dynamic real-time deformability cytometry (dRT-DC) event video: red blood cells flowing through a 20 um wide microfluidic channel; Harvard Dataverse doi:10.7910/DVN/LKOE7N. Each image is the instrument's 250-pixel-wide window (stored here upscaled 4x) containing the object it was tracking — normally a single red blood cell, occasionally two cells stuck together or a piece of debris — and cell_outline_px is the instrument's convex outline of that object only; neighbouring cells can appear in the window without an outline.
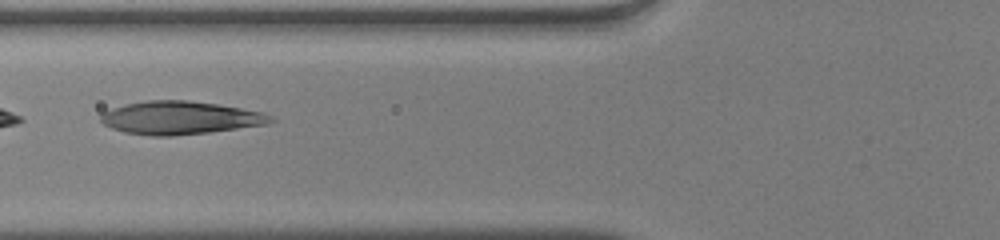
{"species": "human", "species_latin": "Homo sapiens", "temperature_condition": "warm", "stored_images_in_passage": 36, "camera_frame_rate_fps": 3000, "um_per_image_px": 0.085, "donor": {"sex": "male"}, "frame": {"image": 1, "passage_image": 7, "time_ms": 2.0, "image_size_px": [1000, 240], "cell_outline_px": [[276, 120], [268, 124], [208, 132], [172, 136], [152, 136], [124, 132], [112, 128], [104, 124], [100, 120], [100, 116], [104, 112], [112, 108], [124, 104], [148, 100], [188, 100], [216, 104], [264, 112], [272, 116]], "centroid_in_image_um": [15.31, 10.01], "position_along_channel_um": 110.5, "area_um2": 32.71}}
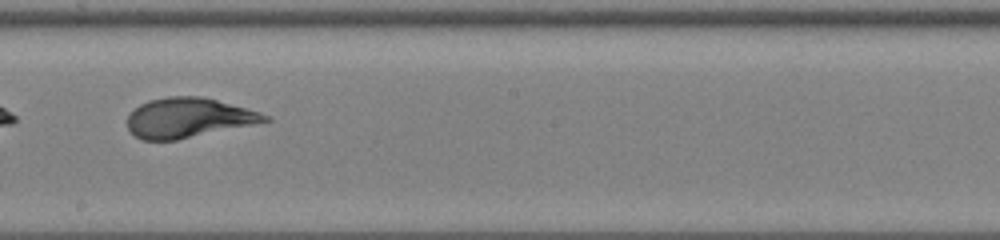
{"frame": {"image": 2, "passage_image": 16, "time_ms": 5.0, "image_size_px": [1000, 240], "cell_outline_px": [[272, 120], [176, 140], [140, 140], [128, 128], [128, 116], [140, 104], [148, 100], [168, 96], [200, 96], [216, 100], [260, 112], [268, 116]], "centroid_in_image_um": [15.98, 10.01], "position_along_channel_um": 232.2, "area_um2": 31.39}}
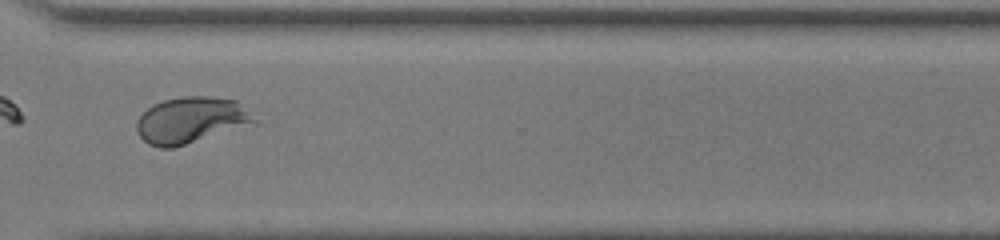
{"frame": {"image": 3, "passage_image": 25, "time_ms": 8.0, "image_size_px": [1000, 240], "cell_outline_px": [[268, 112], [264, 124], [172, 148], [160, 148], [148, 144], [140, 136], [136, 128], [136, 120], [148, 108], [164, 100], [180, 96], [208, 96], [236, 100]], "centroid_in_image_um": [16.61, 10.2], "position_along_channel_um": 354.0, "area_um2": 34.22}, "authors_computed_cell_mechanics": {"area_um2": 32.5992, "velocity_mm_per_s": 4.0538, "shape_relaxation_time_tau1_ms": 3.7878, "shape_relaxation_time_tau2_ms": 0.6472, "deformation_change_tau1": 0.2322, "deformation_change_tau2": 0.0773}}